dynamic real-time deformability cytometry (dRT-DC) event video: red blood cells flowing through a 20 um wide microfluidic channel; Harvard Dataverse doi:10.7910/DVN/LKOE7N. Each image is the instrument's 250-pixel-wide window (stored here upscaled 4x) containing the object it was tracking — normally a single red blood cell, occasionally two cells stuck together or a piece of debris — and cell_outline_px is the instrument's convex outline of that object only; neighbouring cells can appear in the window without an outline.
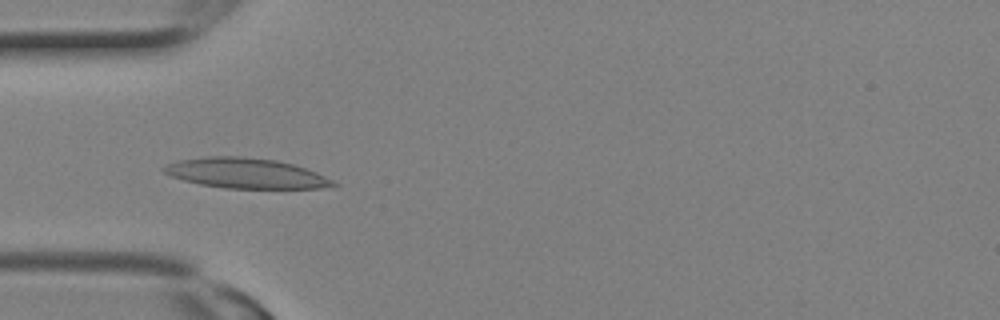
{"species": "Egyptian fruit bat (a non-hibernating species)", "species_latin": "Rousettus aegyptiacus", "temperature_condition": "room temperature", "stored_images_in_passage": 2, "camera_frame_rate_fps": 3000, "um_per_image_px": 0.085, "animal": {"sex": "female"}, "frame": {"image": 1, "passage_image": 2, "time_ms": 0.333, "image_size_px": [1000, 320], "cell_outline_px": [[340, 184], [320, 188], [224, 188], [200, 184], [184, 180], [172, 176], [164, 172], [160, 168], [168, 164], [180, 160], [204, 156], [240, 156], [276, 160], [292, 164], [316, 172]], "centroid_in_image_um": [20.87, 14.72], "position_along_channel_um": 64.1, "area_um2": 29.54}}